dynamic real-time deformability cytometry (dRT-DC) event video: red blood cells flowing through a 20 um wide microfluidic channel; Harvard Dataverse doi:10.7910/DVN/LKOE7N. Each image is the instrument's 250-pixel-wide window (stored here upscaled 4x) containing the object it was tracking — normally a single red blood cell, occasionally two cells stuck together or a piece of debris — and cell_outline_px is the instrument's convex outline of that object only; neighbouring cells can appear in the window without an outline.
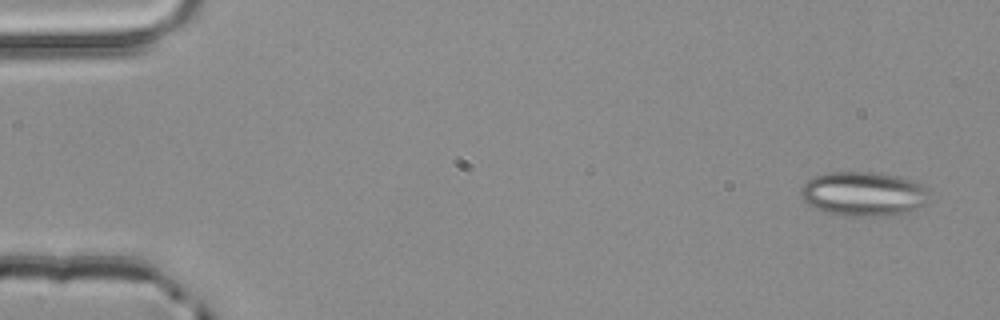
{"species": "common noctule bat (a hibernating species)", "species_latin": "Nyctalus noctula", "temperature_condition": "room temperature", "stored_images_in_passage": 4, "camera_frame_rate_fps": 3000, "um_per_image_px": 0.085, "animal": {"sex": "male", "body_mass_g": 20.4}, "frame": {"image": 1, "passage_image": 1, "time_ms": 0.0, "image_size_px": [1000, 320], "cell_outline_px": [[928, 204], [908, 212], [884, 216], [844, 216], [828, 212], [816, 208], [808, 204], [800, 196], [800, 192], [804, 184], [812, 176], [828, 172], [876, 172], [900, 176], [916, 180], [924, 188]], "centroid_in_image_um": [73.39, 16.47], "position_along_channel_um": 11.6, "area_um2": 33.35}}